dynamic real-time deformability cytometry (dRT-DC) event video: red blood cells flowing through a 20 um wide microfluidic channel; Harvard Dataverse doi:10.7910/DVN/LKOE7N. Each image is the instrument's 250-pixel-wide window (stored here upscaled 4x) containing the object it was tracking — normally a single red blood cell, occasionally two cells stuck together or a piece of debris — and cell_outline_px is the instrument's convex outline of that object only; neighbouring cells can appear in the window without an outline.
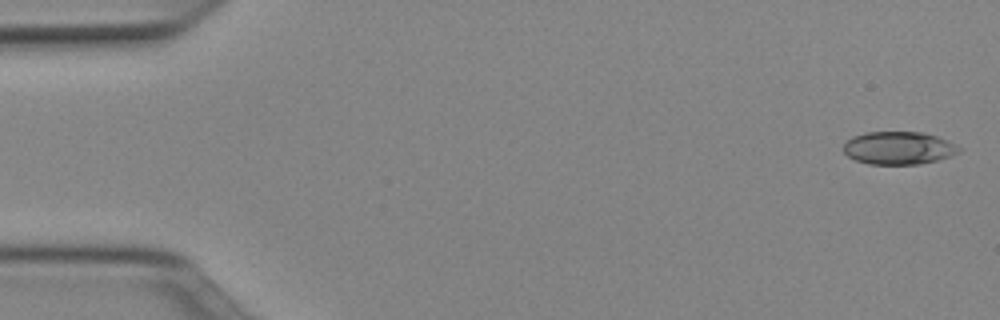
{"species": "Egyptian fruit bat (a non-hibernating species)", "species_latin": "Rousettus aegyptiacus", "temperature_condition": "cold", "stored_images_in_passage": 7, "camera_frame_rate_fps": 3000, "um_per_image_px": 0.085, "animal": {"sex": "female"}, "frame": {"image": 1, "passage_image": 1, "time_ms": 0.0, "image_size_px": [1000, 320], "cell_outline_px": [[960, 152], [936, 160], [920, 164], [868, 164], [856, 160], [848, 156], [844, 152], [844, 144], [852, 136], [864, 132], [924, 132], [948, 140], [960, 148]], "centroid_in_image_um": [76.36, 12.57], "position_along_channel_um": 8.6, "area_um2": 22.02}}